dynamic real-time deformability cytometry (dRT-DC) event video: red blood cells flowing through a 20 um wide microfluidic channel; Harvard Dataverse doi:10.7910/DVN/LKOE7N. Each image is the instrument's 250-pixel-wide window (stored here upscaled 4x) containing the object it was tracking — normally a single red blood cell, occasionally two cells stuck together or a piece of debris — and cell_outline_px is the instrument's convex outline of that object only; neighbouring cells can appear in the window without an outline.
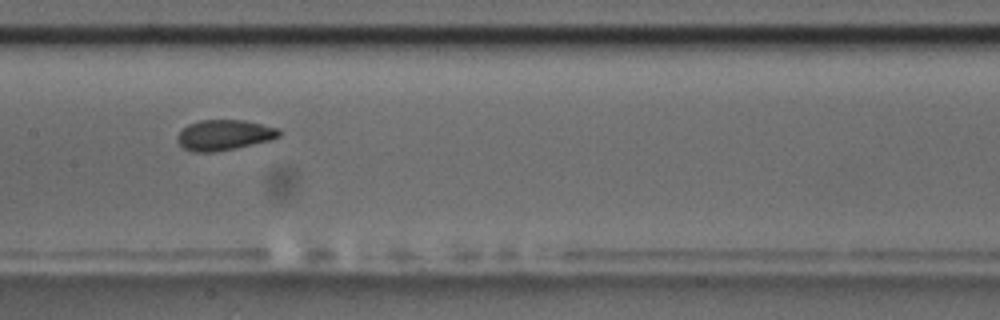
{"species": "common noctule bat (a hibernating species)", "species_latin": "Nyctalus noctula", "temperature_condition": "room temperature", "stored_images_in_passage": 9, "camera_frame_rate_fps": 3000, "um_per_image_px": 0.085, "animal": {"sex": "male", "body_mass_g": 17.5, "forearm_length_mm": 52.3}, "frame": {"image": 1, "passage_image": 8, "time_ms": 8.333, "image_size_px": [1000, 320], "cell_outline_px": [[280, 136], [272, 140], [236, 148], [216, 152], [192, 152], [184, 148], [176, 140], [176, 136], [188, 124], [200, 120], [244, 120], [280, 128]], "centroid_in_image_um": [19.07, 11.48], "position_along_channel_um": 188.3, "area_um2": 18.21}}
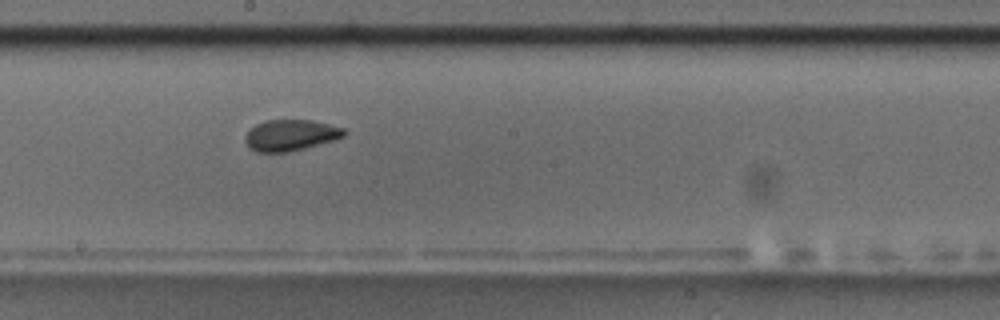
{"frame": {"image": 2, "passage_image": 9, "time_ms": 9.333, "image_size_px": [1000, 320], "cell_outline_px": [[348, 132], [344, 136], [332, 140], [304, 148], [288, 152], [256, 152], [248, 148], [244, 140], [244, 136], [248, 128], [264, 120], [312, 120], [344, 128]], "centroid_in_image_um": [24.63, 11.48], "position_along_channel_um": 223.6, "area_um2": 18.09}}